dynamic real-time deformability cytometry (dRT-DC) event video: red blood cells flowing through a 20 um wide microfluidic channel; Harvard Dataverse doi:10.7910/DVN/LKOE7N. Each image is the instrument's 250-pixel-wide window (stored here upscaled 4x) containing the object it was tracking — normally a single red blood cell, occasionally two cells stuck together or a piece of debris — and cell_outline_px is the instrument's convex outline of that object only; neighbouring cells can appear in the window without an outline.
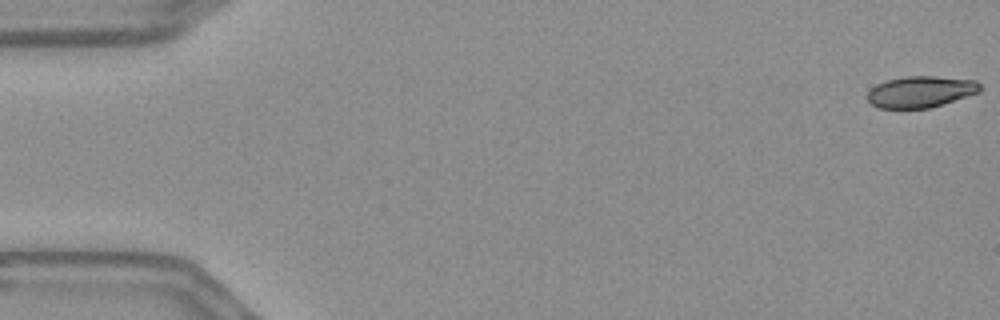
{"species": "Egyptian fruit bat (a non-hibernating species)", "species_latin": "Rousettus aegyptiacus", "temperature_condition": "warm", "stored_images_in_passage": 56, "camera_frame_rate_fps": 3000, "um_per_image_px": 0.085, "frame": {"image": 1, "passage_image": 1, "time_ms": 0.0, "image_size_px": [1000, 320], "cell_outline_px": [[980, 92], [944, 104], [928, 108], [880, 108], [872, 104], [868, 100], [868, 92], [876, 84], [888, 80], [904, 76], [936, 76], [976, 80], [980, 84]], "centroid_in_image_um": [78.28, 7.79], "position_along_channel_um": 6.7, "area_um2": 20.58}}
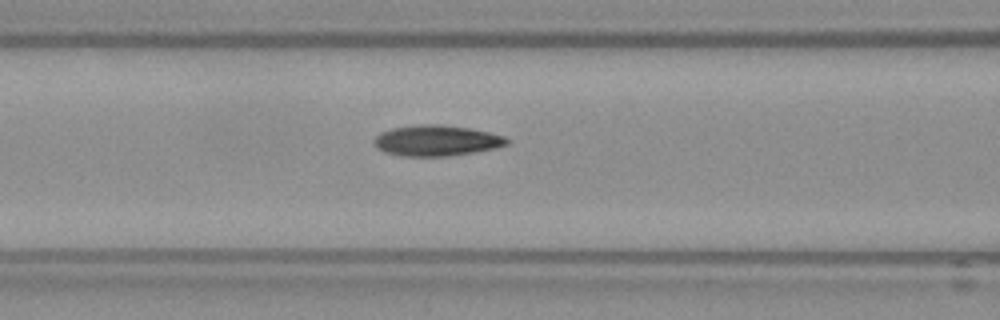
{"frame": {"image": 2, "passage_image": 23, "time_ms": 7.333, "image_size_px": [1000, 320], "cell_outline_px": [[512, 140], [508, 144], [496, 148], [476, 152], [448, 156], [400, 156], [384, 152], [376, 148], [372, 144], [372, 140], [380, 132], [392, 128], [420, 124], [440, 124], [468, 128], [488, 132], [504, 136]], "centroid_in_image_um": [37.08, 11.95], "position_along_channel_um": 129.5, "area_um2": 24.1}}
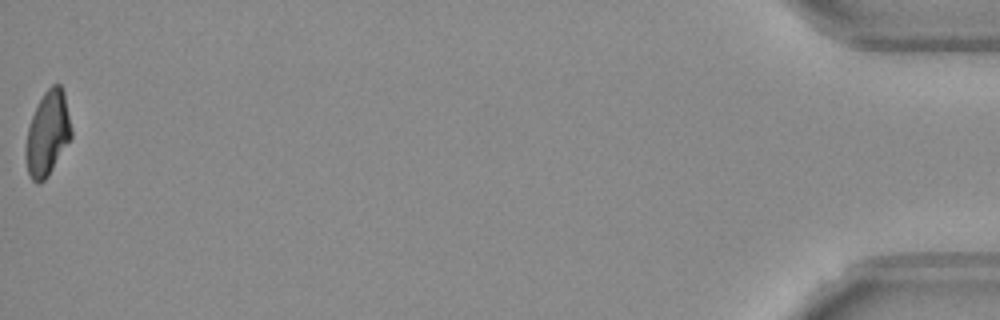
{"frame": {"image": 3, "passage_image": 56, "time_ms": 18.333, "image_size_px": [1000, 320], "cell_outline_px": [[72, 136], [48, 176], [40, 184], [36, 184], [32, 180], [28, 172], [24, 156], [24, 148], [28, 128], [32, 116], [44, 92], [52, 84], [60, 84], [64, 92], [72, 128]], "centroid_in_image_um": [4.03, 11.37], "position_along_channel_um": 431.2, "area_um2": 22.48}, "authors_computed_cell_mechanics": {"area_um2": 23.2356, "velocity_mm_per_s": 3.6573, "shape_relaxation_time_tau1_ms": null, "shape_relaxation_time_tau2_ms": 2.2346, "deformation_change_tau1": null, "deformation_change_tau2": 0.0813}}